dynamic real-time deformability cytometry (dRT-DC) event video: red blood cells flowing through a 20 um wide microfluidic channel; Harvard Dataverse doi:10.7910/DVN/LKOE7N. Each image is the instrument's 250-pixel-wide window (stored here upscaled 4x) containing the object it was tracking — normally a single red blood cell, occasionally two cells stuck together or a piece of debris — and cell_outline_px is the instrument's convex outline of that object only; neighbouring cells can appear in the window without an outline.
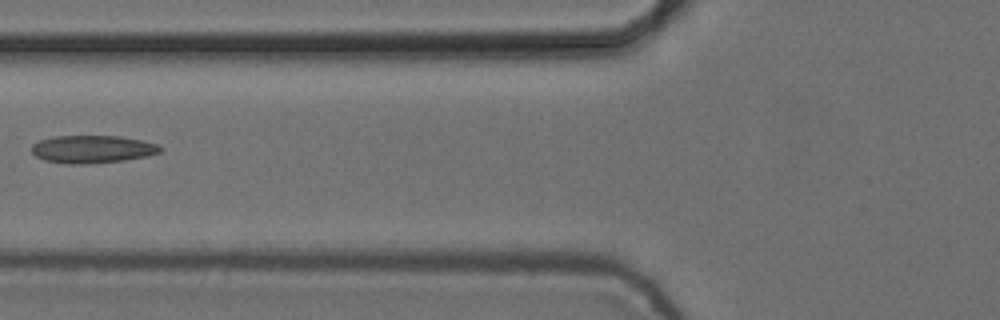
{"species": "common noctule bat (a hibernating species)", "species_latin": "Nyctalus noctula", "temperature_condition": "cold", "stored_images_in_passage": 6, "camera_frame_rate_fps": 3000, "um_per_image_px": 0.085, "animal": {"sex": "female", "body_mass_g": 24.6, "forearm_length_mm": 56.2}, "frame": {"image": 1, "passage_image": 5, "time_ms": 1.333, "image_size_px": [1000, 320], "cell_outline_px": [[164, 148], [160, 152], [148, 156], [120, 160], [84, 164], [68, 164], [44, 160], [36, 156], [32, 152], [32, 144], [40, 140], [56, 136], [120, 136], [144, 140], [160, 144]], "centroid_in_image_um": [7.89, 12.67], "position_along_channel_um": 117.9, "area_um2": 20.81}}
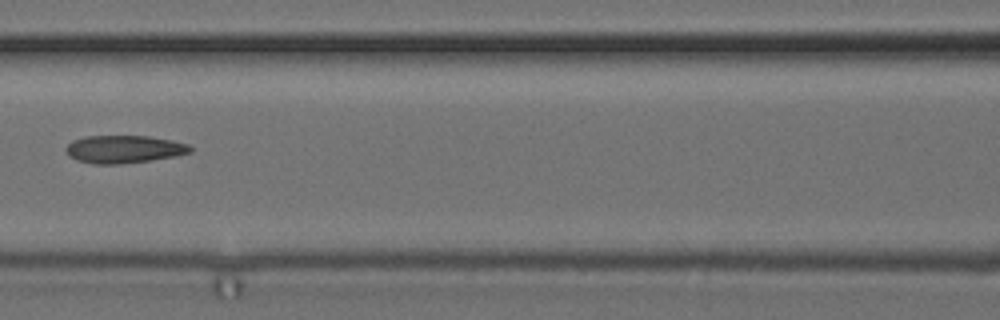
{"frame": {"image": 2, "passage_image": 6, "time_ms": 1.667, "image_size_px": [1000, 320], "cell_outline_px": [[192, 152], [176, 156], [152, 160], [120, 164], [92, 164], [76, 160], [68, 156], [64, 148], [72, 140], [84, 136], [148, 136], [172, 140], [188, 144], [192, 148]], "centroid_in_image_um": [10.51, 12.68], "position_along_channel_um": 156.1, "area_um2": 20.35}}